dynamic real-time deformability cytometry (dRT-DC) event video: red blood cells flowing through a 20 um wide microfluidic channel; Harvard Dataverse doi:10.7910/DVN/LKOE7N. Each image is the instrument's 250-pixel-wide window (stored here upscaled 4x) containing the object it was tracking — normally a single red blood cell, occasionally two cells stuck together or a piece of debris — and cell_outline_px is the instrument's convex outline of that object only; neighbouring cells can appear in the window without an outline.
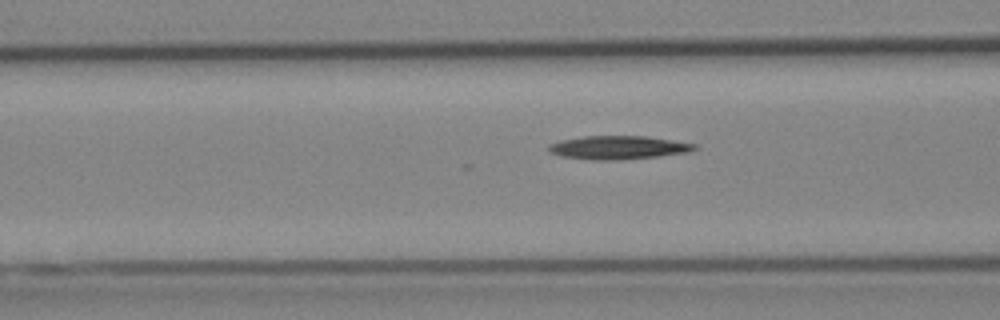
{"species": "Egyptian fruit bat (a non-hibernating species)", "species_latin": "Rousettus aegyptiacus", "temperature_condition": "cold", "stored_images_in_passage": 37, "camera_frame_rate_fps": 3000, "um_per_image_px": 0.085, "animal": {"sex": "female"}, "frame": {"image": 1, "passage_image": 17, "time_ms": 5.333, "image_size_px": [1000, 320], "cell_outline_px": [[696, 148], [692, 152], [660, 156], [620, 160], [588, 160], [560, 156], [548, 152], [548, 144], [560, 140], [584, 136], [644, 136], [696, 144]], "centroid_in_image_um": [52.51, 12.55], "position_along_channel_um": 114.1, "area_um2": 20.11}}
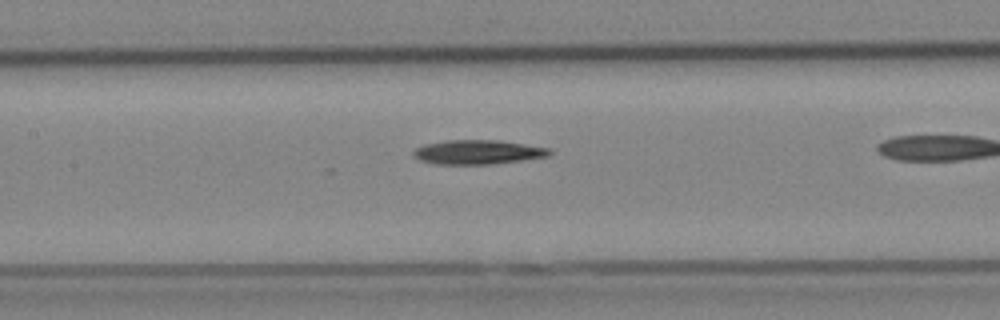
{"frame": {"image": 2, "passage_image": 21, "time_ms": 6.667, "image_size_px": [1000, 320], "cell_outline_px": [[552, 152], [548, 156], [524, 160], [492, 164], [436, 164], [420, 160], [412, 156], [412, 152], [416, 148], [424, 144], [448, 140], [500, 140], [552, 148]], "centroid_in_image_um": [40.64, 12.92], "position_along_channel_um": 166.8, "area_um2": 19.42}}
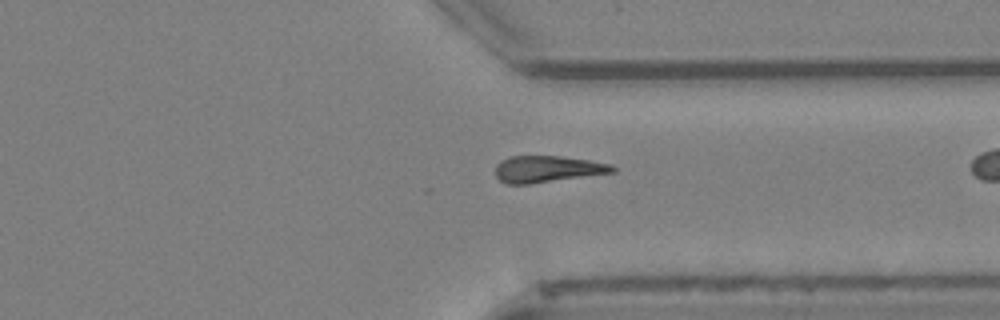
{"frame": {"image": 3, "passage_image": 36, "time_ms": 11.667, "image_size_px": [1000, 320], "cell_outline_px": [[616, 172], [528, 184], [504, 184], [496, 176], [496, 164], [500, 160], [508, 156], [560, 156], [588, 160], [612, 164], [616, 168]], "centroid_in_image_um": [46.51, 14.36], "position_along_channel_um": 364.9, "area_um2": 18.21}}